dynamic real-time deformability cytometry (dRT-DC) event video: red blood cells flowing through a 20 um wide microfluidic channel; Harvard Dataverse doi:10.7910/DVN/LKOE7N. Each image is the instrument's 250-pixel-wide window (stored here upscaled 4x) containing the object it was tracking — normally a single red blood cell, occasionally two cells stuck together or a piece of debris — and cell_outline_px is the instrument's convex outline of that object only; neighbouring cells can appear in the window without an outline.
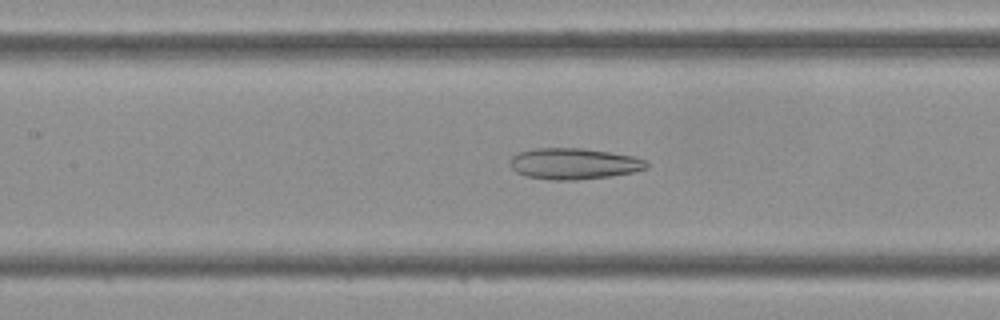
{"species": "Egyptian fruit bat (a non-hibernating species)", "species_latin": "Rousettus aegyptiacus", "temperature_condition": "cold", "stored_images_in_passage": 34, "camera_frame_rate_fps": 3000, "um_per_image_px": 0.085, "frame": {"image": 1, "passage_image": 9, "time_ms": 2.667, "image_size_px": [1000, 320], "cell_outline_px": [[648, 168], [632, 172], [612, 176], [576, 180], [548, 180], [524, 176], [516, 172], [508, 164], [508, 160], [512, 156], [520, 152], [536, 148], [580, 148], [636, 156], [648, 160]], "centroid_in_image_um": [48.77, 13.92], "position_along_channel_um": 158.6, "area_um2": 25.09}}
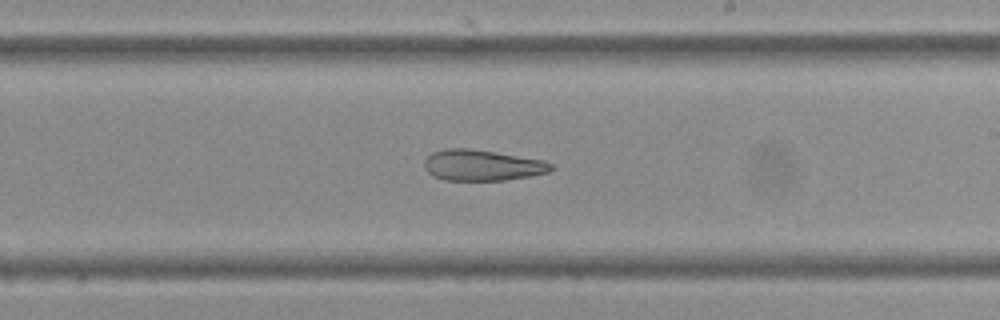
{"frame": {"image": 2, "passage_image": 15, "time_ms": 4.667, "image_size_px": [1000, 320], "cell_outline_px": [[556, 168], [548, 172], [528, 176], [504, 180], [444, 180], [432, 176], [424, 168], [424, 160], [432, 152], [444, 148], [468, 148], [544, 160], [552, 164]], "centroid_in_image_um": [40.95, 14.04], "position_along_channel_um": 248.0, "area_um2": 22.83}}
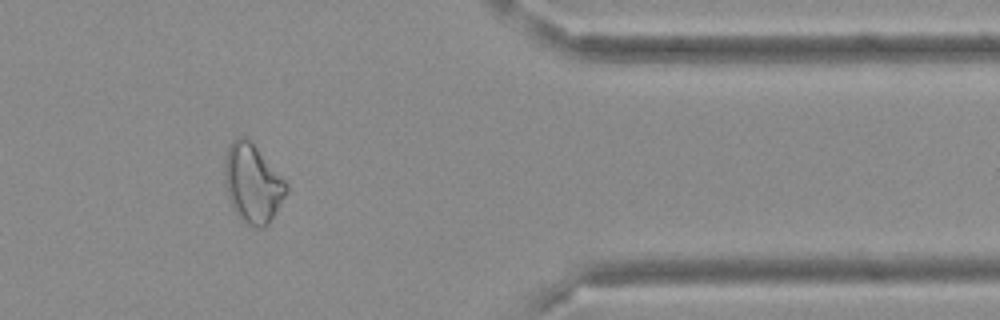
{"frame": {"image": 3, "passage_image": 26, "time_ms": 8.333, "image_size_px": [1000, 320], "cell_outline_px": [[288, 192], [268, 224], [264, 228], [256, 228], [240, 220], [236, 216], [232, 208], [228, 196], [224, 180], [224, 156], [232, 140], [244, 136], [256, 148], [288, 184]], "centroid_in_image_um": [21.44, 15.64], "position_along_channel_um": 390.0, "area_um2": 28.15}}